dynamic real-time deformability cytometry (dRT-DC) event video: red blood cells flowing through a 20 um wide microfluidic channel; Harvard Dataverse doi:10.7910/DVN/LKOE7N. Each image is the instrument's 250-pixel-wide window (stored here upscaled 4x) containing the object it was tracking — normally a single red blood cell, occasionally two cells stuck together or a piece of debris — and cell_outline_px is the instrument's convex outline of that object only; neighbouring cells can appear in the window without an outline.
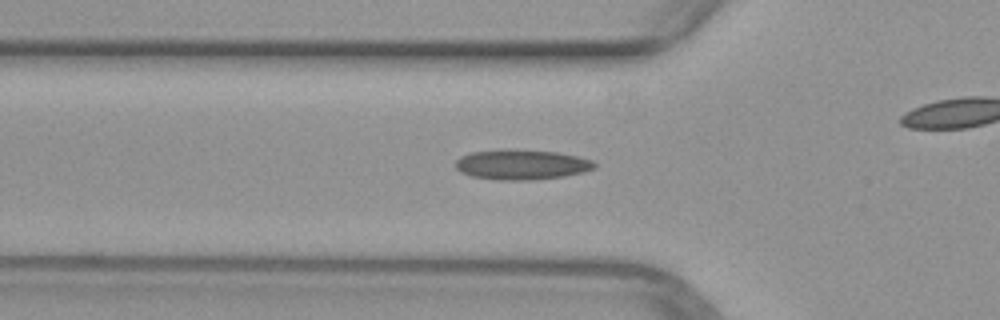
{"species": "common noctule bat (a hibernating species)", "species_latin": "Nyctalus noctula", "temperature_condition": "warm", "stored_images_in_passage": 30, "camera_frame_rate_fps": 3000, "um_per_image_px": 0.085, "animal": {"sex": "female", "body_mass_g": 29.2, "forearm_length_mm": 56.3}, "frame": {"image": 1, "passage_image": 7, "time_ms": 2.0, "image_size_px": [1000, 320], "cell_outline_px": [[596, 168], [584, 172], [564, 176], [532, 180], [496, 180], [472, 176], [460, 172], [456, 168], [456, 160], [460, 156], [472, 152], [500, 148], [516, 148], [556, 152], [576, 156], [592, 160], [596, 164]], "centroid_in_image_um": [44.32, 13.97], "position_along_channel_um": 81.5, "area_um2": 24.8}}
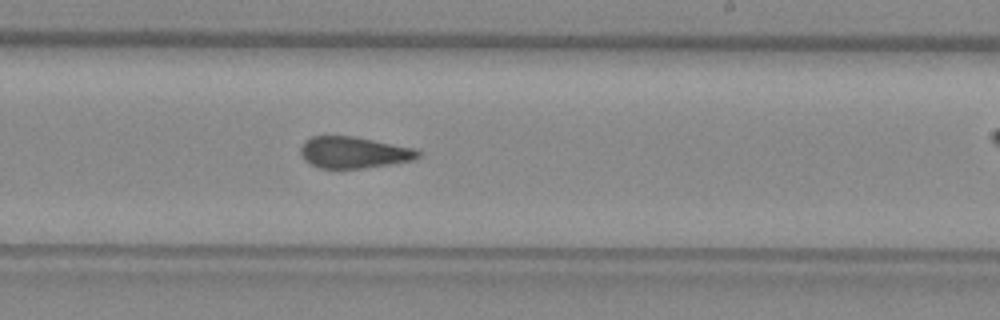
{"frame": {"image": 2, "passage_image": 20, "time_ms": 6.333, "image_size_px": [1000, 320], "cell_outline_px": [[420, 156], [412, 160], [364, 168], [320, 168], [304, 160], [300, 152], [300, 148], [304, 140], [312, 136], [352, 136], [412, 148], [420, 152]], "centroid_in_image_um": [30.01, 12.95], "position_along_channel_um": 259.0, "area_um2": 21.21}}
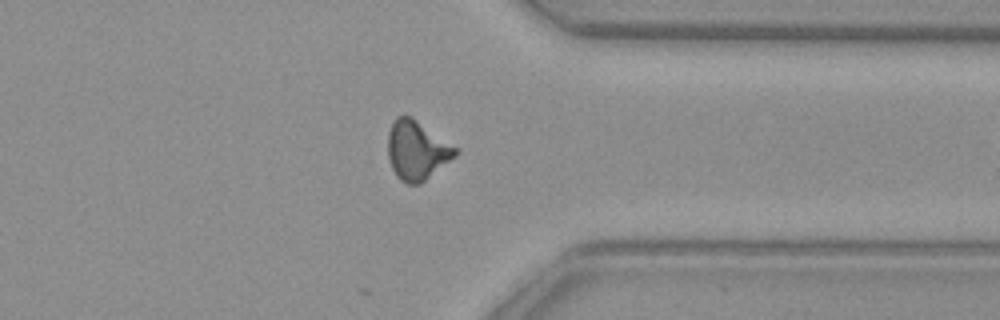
{"frame": {"image": 3, "passage_image": 29, "time_ms": 9.333, "image_size_px": [1000, 320], "cell_outline_px": [[460, 148], [456, 156], [420, 184], [408, 184], [400, 180], [396, 176], [388, 160], [388, 132], [392, 120], [396, 116], [412, 116]], "centroid_in_image_um": [35.44, 12.75], "position_along_channel_um": 376.0, "area_um2": 23.7}}